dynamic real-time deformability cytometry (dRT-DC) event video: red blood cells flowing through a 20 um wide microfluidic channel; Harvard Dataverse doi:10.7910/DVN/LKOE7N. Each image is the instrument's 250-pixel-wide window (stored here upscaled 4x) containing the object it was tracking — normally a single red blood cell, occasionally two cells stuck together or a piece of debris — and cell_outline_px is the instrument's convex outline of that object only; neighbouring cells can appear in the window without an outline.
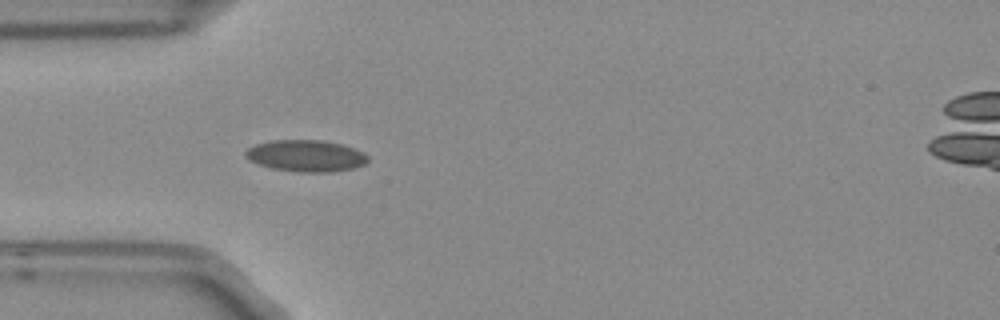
{"species": "Egyptian fruit bat (a non-hibernating species)", "species_latin": "Rousettus aegyptiacus", "temperature_condition": "room temperature", "stored_images_in_passage": 1, "camera_frame_rate_fps": 3000, "um_per_image_px": 0.085, "frame": {"image": 1, "passage_image": 1, "time_ms": 0.0, "image_size_px": [1000, 320], "cell_outline_px": [[368, 160], [364, 164], [352, 168], [332, 172], [300, 172], [272, 168], [260, 164], [244, 156], [244, 152], [248, 148], [256, 144], [272, 140], [324, 140], [340, 144], [364, 152], [368, 156]], "centroid_in_image_um": [26.01, 13.24], "position_along_channel_um": 59.0, "area_um2": 22.37}}